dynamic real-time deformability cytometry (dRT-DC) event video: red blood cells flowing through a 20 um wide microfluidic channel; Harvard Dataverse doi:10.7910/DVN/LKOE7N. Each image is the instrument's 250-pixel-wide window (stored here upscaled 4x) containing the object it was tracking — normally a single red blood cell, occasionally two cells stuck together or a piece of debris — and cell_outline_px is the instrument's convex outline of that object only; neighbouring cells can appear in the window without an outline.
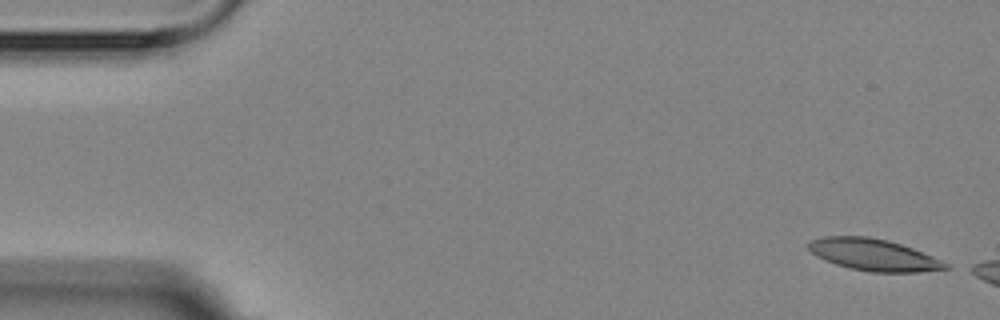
{"species": "Egyptian fruit bat (a non-hibernating species)", "species_latin": "Rousettus aegyptiacus", "temperature_condition": "room temperature", "stored_images_in_passage": 3, "camera_frame_rate_fps": 3000, "um_per_image_px": 0.085, "animal": {"sex": "female"}, "frame": {"image": 1, "passage_image": 1, "time_ms": 0.0, "image_size_px": [1000, 320], "cell_outline_px": [[952, 268], [916, 272], [872, 272], [848, 268], [824, 260], [816, 256], [808, 248], [808, 240], [824, 236], [868, 236], [888, 240], [912, 248], [932, 256], [948, 264]], "centroid_in_image_um": [74.22, 21.65], "position_along_channel_um": 10.8, "area_um2": 25.37}}